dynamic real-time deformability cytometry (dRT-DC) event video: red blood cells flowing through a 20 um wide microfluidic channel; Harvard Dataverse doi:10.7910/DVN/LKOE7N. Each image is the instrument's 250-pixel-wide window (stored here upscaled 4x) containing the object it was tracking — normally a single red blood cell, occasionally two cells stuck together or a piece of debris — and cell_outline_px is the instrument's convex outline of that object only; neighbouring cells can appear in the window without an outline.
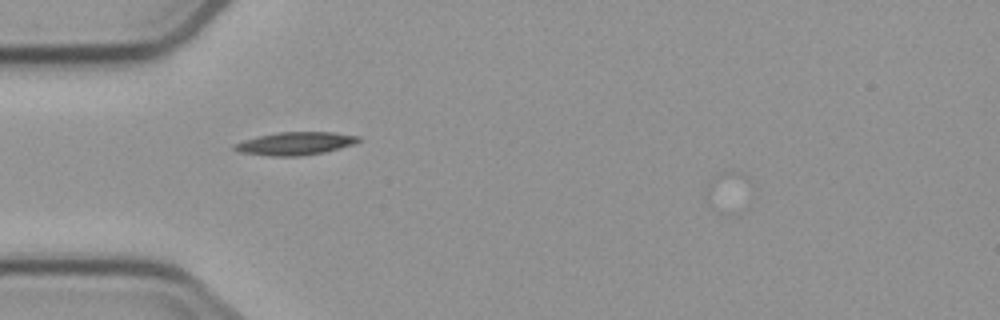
{"species": "common noctule bat (a hibernating species)", "species_latin": "Nyctalus noctula", "temperature_condition": "cold", "stored_images_in_passage": 2, "camera_frame_rate_fps": 3000, "um_per_image_px": 0.085, "animal": {"sex": "male", "body_mass_g": 23.1, "forearm_length_mm": 52.7}, "frame": {"image": 1, "passage_image": 1, "time_ms": 0.0, "image_size_px": [1000, 320], "cell_outline_px": [[360, 140], [352, 144], [324, 152], [300, 156], [268, 156], [236, 152], [232, 148], [232, 144], [256, 136], [280, 132], [332, 132], [360, 136]], "centroid_in_image_um": [25.01, 12.2], "position_along_channel_um": 60.0, "area_um2": 16.65}}
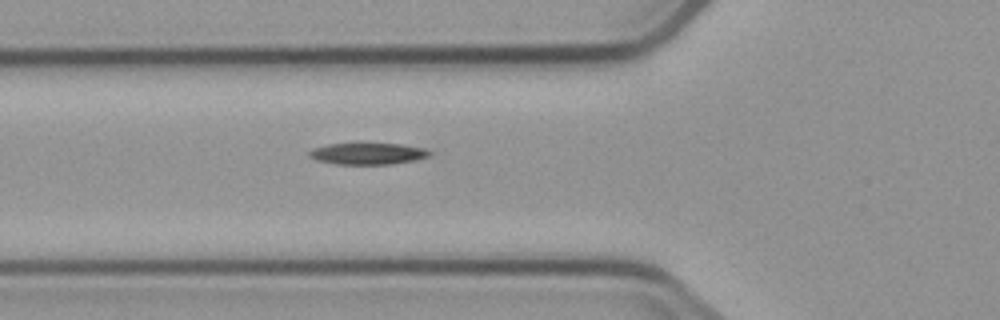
{"frame": {"image": 2, "passage_image": 2, "time_ms": 1.0, "image_size_px": [1000, 320], "cell_outline_px": [[432, 152], [428, 156], [412, 160], [392, 164], [336, 164], [316, 160], [308, 156], [308, 152], [312, 148], [328, 144], [356, 140], [360, 140], [400, 144], [424, 148]], "centroid_in_image_um": [31.18, 13.0], "position_along_channel_um": 94.6, "area_um2": 16.01}}